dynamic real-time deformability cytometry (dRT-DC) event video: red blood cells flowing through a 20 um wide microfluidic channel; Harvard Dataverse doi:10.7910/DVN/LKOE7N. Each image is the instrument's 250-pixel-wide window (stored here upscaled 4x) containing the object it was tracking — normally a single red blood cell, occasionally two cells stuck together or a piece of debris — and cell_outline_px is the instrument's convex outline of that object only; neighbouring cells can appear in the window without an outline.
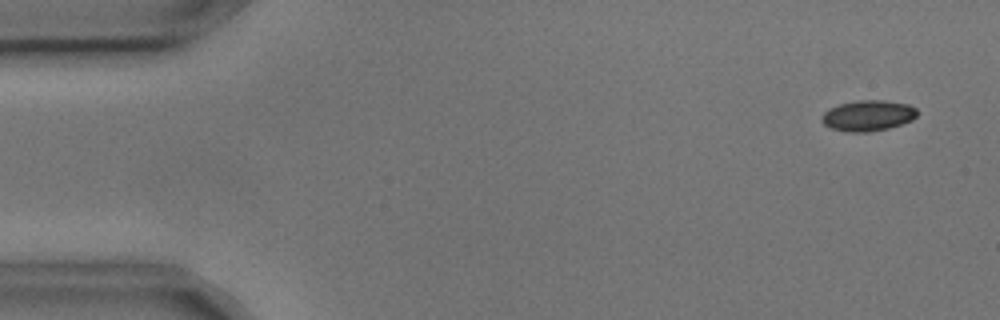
{"species": "common noctule bat (a hibernating species)", "species_latin": "Nyctalus noctula", "temperature_condition": "cold", "stored_images_in_passage": 6, "camera_frame_rate_fps": 3000, "um_per_image_px": 0.085, "animal": {"sex": "male", "body_mass_g": 17.9, "forearm_length_mm": 54.2}, "frame": {"image": 1, "passage_image": 1, "time_ms": 0.0, "image_size_px": [1000, 320], "cell_outline_px": [[916, 116], [912, 120], [888, 128], [868, 132], [844, 132], [832, 128], [824, 124], [820, 120], [820, 116], [828, 108], [840, 104], [860, 100], [884, 100], [908, 104], [916, 108]], "centroid_in_image_um": [73.74, 9.83], "position_along_channel_um": 11.3, "area_um2": 17.11}}